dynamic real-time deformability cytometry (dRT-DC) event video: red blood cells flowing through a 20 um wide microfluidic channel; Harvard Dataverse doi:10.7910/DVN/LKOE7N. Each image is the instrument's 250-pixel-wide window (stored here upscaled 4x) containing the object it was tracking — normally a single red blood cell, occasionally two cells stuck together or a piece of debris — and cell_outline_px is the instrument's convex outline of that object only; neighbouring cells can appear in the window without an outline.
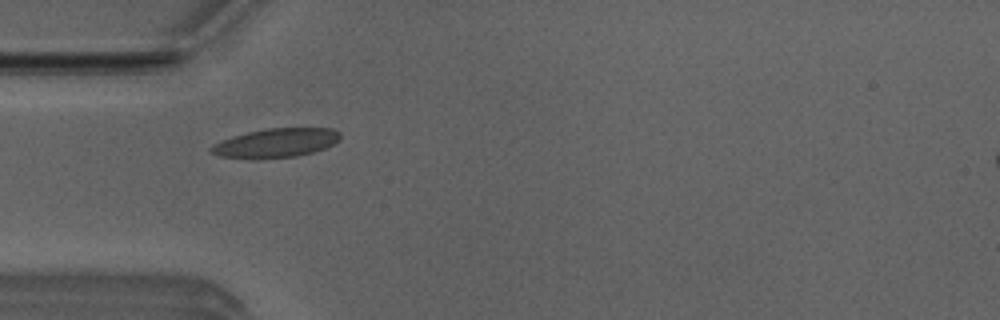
{"species": "Egyptian fruit bat (a non-hibernating species)", "species_latin": "Rousettus aegyptiacus", "temperature_condition": "room temperature", "stored_images_in_passage": 2, "camera_frame_rate_fps": 3000, "um_per_image_px": 0.085, "animal": {"sex": "male"}, "frame": {"image": 1, "passage_image": 1, "time_ms": 0.0, "image_size_px": [1000, 320], "cell_outline_px": [[340, 140], [324, 148], [312, 152], [296, 156], [256, 160], [252, 160], [220, 156], [212, 152], [208, 148], [212, 144], [232, 136], [264, 128], [332, 128], [340, 132]], "centroid_in_image_um": [23.41, 12.16], "position_along_channel_um": 61.6, "area_um2": 22.14}}